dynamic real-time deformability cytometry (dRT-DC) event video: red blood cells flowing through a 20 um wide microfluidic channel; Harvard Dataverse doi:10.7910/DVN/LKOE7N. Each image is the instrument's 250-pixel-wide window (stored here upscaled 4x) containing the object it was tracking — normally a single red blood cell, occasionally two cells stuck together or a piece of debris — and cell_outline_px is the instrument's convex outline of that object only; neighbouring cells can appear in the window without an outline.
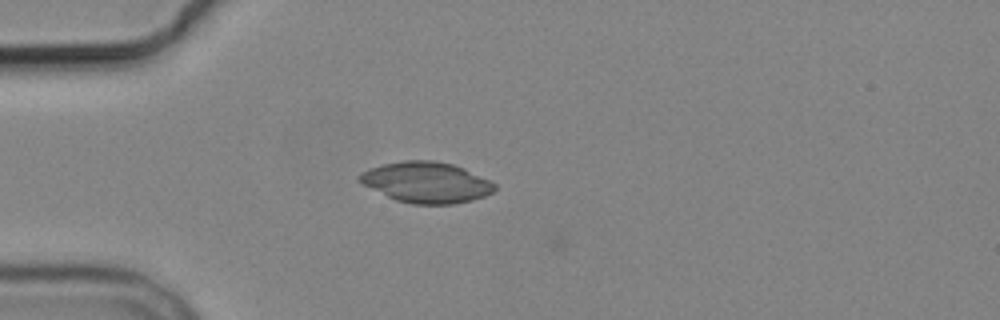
{"species": "common noctule bat (a hibernating species)", "species_latin": "Nyctalus noctula", "temperature_condition": "cold", "stored_images_in_passage": 5, "camera_frame_rate_fps": 3000, "um_per_image_px": 0.085, "animal": {"sex": "male", "body_mass_g": 19.2, "forearm_length_mm": 51.8}, "frame": {"image": 1, "passage_image": 4, "time_ms": 3.667, "image_size_px": [1000, 320], "cell_outline_px": [[496, 188], [492, 192], [484, 196], [472, 200], [452, 204], [412, 204], [396, 200], [364, 184], [360, 180], [360, 172], [384, 164], [404, 160], [432, 160], [452, 164], [464, 168], [496, 184]], "centroid_in_image_um": [36.27, 15.5], "position_along_channel_um": 48.7, "area_um2": 31.62}}